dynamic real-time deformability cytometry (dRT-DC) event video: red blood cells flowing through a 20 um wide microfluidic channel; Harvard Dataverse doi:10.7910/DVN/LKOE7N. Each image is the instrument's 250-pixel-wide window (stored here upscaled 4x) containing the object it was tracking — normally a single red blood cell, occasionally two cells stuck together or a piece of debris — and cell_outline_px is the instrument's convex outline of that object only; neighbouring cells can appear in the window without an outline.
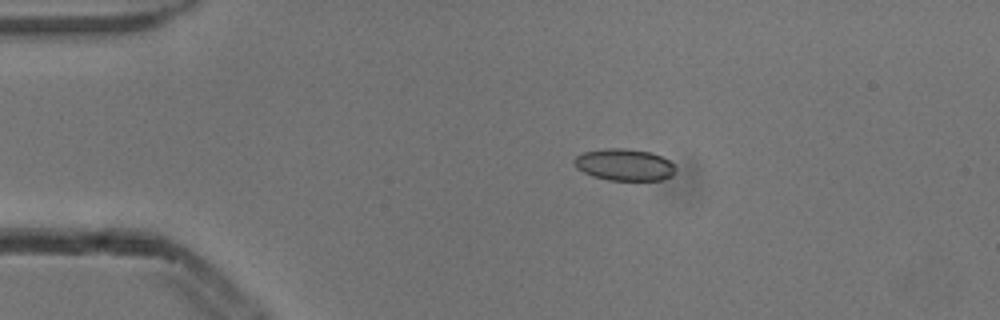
{"species": "common noctule bat (a hibernating species)", "species_latin": "Nyctalus noctula", "temperature_condition": "cold", "stored_images_in_passage": 4, "camera_frame_rate_fps": 3000, "um_per_image_px": 0.085, "animal": {"sex": "male", "body_mass_g": 13.3}, "frame": {"image": 1, "passage_image": 1, "time_ms": 0.0, "image_size_px": [1000, 320], "cell_outline_px": [[676, 172], [672, 176], [660, 180], [608, 180], [592, 176], [576, 168], [572, 160], [576, 156], [584, 152], [604, 148], [624, 148], [652, 152], [668, 160], [676, 168]], "centroid_in_image_um": [53.06, 14.0], "position_along_channel_um": 31.9, "area_um2": 18.9}}
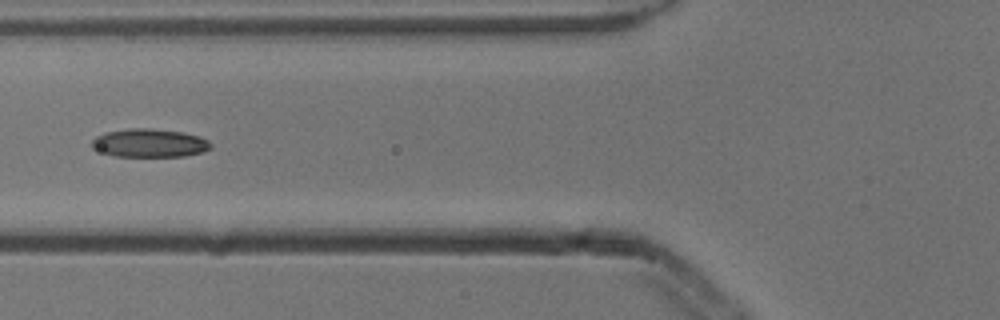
{"frame": {"image": 2, "passage_image": 3, "time_ms": 0.667, "image_size_px": [1000, 320], "cell_outline_px": [[212, 148], [204, 152], [184, 156], [112, 156], [92, 148], [92, 140], [96, 136], [104, 132], [128, 128], [148, 128], [184, 132], [200, 136], [208, 140], [212, 144]], "centroid_in_image_um": [12.73, 12.15], "position_along_channel_um": 113.1, "area_um2": 19.88}}
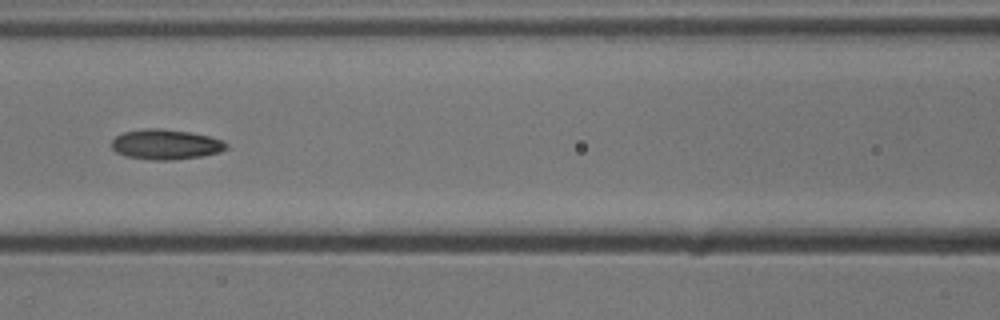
{"frame": {"image": 3, "passage_image": 4, "time_ms": 1.0, "image_size_px": [1000, 320], "cell_outline_px": [[228, 148], [220, 152], [200, 156], [172, 160], [152, 160], [124, 156], [116, 152], [112, 148], [112, 140], [116, 136], [124, 132], [144, 128], [160, 128], [188, 132], [208, 136], [220, 140], [228, 144]], "centroid_in_image_um": [14.06, 12.28], "position_along_channel_um": 152.5, "area_um2": 20.06}}